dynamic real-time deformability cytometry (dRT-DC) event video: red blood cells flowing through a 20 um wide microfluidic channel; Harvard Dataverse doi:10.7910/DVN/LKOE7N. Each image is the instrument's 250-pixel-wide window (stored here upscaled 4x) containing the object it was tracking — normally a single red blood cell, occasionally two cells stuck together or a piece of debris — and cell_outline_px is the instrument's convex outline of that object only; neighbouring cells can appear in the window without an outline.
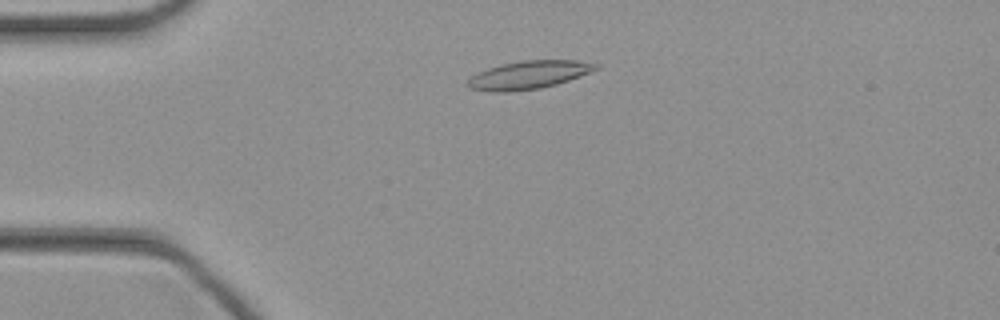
{"species": "common noctule bat (a hibernating species)", "species_latin": "Nyctalus noctula", "temperature_condition": "cold", "stored_images_in_passage": 43, "camera_frame_rate_fps": 3000, "um_per_image_px": 0.085, "animal": {"sex": "female", "body_mass_g": 21.9}, "frame": {"image": 1, "passage_image": 8, "time_ms": 2.333, "image_size_px": [1000, 320], "cell_outline_px": [[600, 68], [580, 76], [556, 84], [540, 88], [508, 92], [488, 92], [468, 88], [464, 84], [472, 76], [488, 68], [500, 64], [524, 60], [576, 60], [600, 64]], "centroid_in_image_um": [44.92, 6.37], "position_along_channel_um": 40.1, "area_um2": 21.1}}
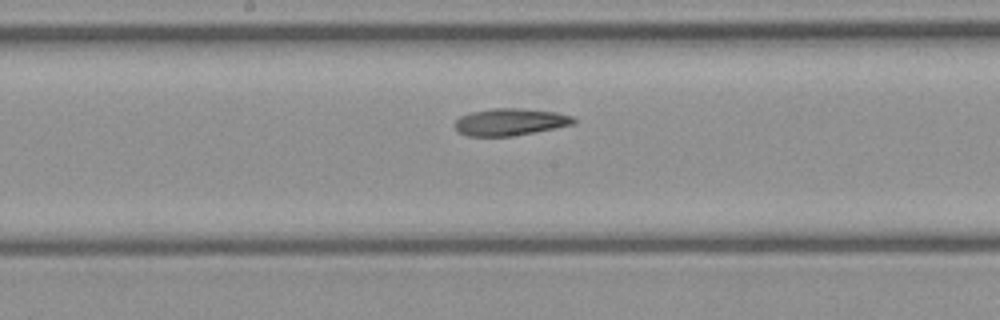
{"frame": {"image": 2, "passage_image": 21, "time_ms": 6.667, "image_size_px": [1000, 320], "cell_outline_px": [[576, 120], [572, 124], [512, 136], [468, 136], [460, 132], [456, 128], [456, 120], [460, 116], [472, 112], [492, 108], [516, 108], [556, 112], [572, 116]], "centroid_in_image_um": [43.34, 10.36], "position_along_channel_um": 204.9, "area_um2": 18.32}}
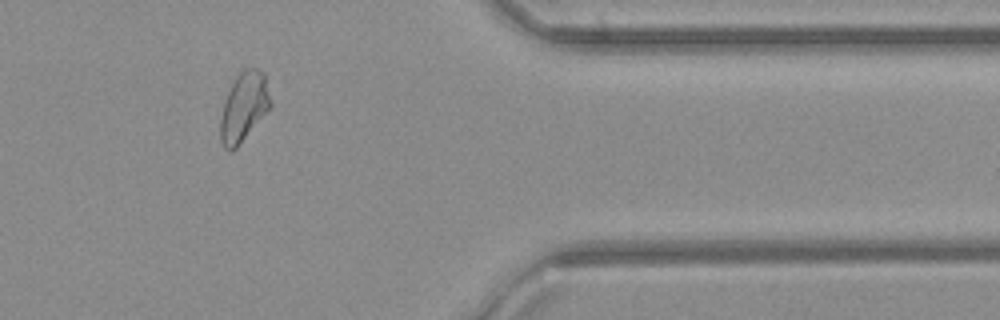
{"frame": {"image": 3, "passage_image": 35, "time_ms": 11.333, "image_size_px": [1000, 320], "cell_outline_px": [[272, 104], [236, 148], [232, 152], [228, 152], [224, 148], [220, 140], [220, 116], [224, 100], [236, 76], [244, 68], [260, 68], [264, 72], [272, 100]], "centroid_in_image_um": [20.71, 9.07], "position_along_channel_um": 390.7, "area_um2": 20.23}}